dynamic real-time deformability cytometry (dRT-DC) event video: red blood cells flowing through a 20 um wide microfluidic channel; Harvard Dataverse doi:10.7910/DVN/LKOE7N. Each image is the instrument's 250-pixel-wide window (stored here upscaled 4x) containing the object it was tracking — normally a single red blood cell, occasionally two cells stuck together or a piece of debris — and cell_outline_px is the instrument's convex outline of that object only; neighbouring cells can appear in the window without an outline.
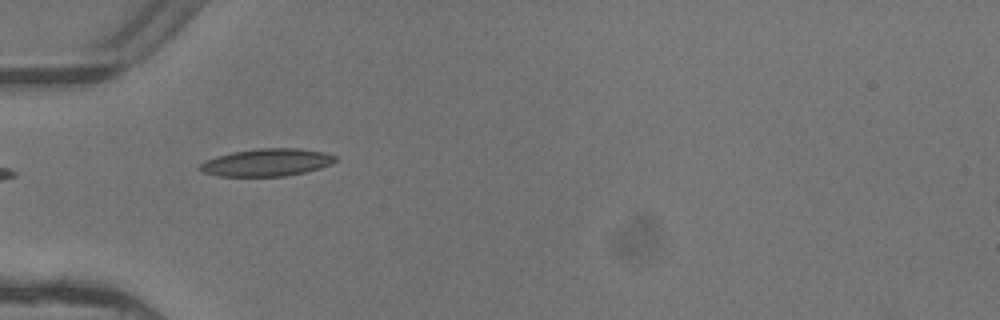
{"species": "common noctule bat (a hibernating species)", "species_latin": "Nyctalus noctula", "temperature_condition": "warm", "stored_images_in_passage": 6, "camera_frame_rate_fps": 3000, "um_per_image_px": 0.085, "animal": {"sex": "female"}, "frame": {"image": 1, "passage_image": 4, "time_ms": 1.0, "image_size_px": [1000, 320], "cell_outline_px": [[336, 160], [332, 164], [320, 168], [304, 172], [284, 176], [220, 176], [200, 172], [196, 168], [200, 164], [216, 156], [232, 152], [260, 148], [300, 148], [324, 152], [336, 156]], "centroid_in_image_um": [22.66, 13.8], "position_along_channel_um": 62.3, "area_um2": 21.73}}
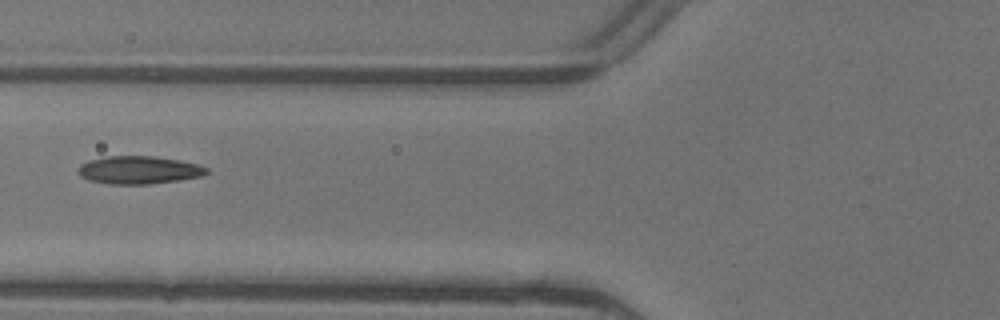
{"frame": {"image": 2, "passage_image": 5, "time_ms": 1.333, "image_size_px": [1000, 320], "cell_outline_px": [[208, 172], [200, 176], [180, 180], [148, 184], [112, 184], [88, 180], [80, 176], [76, 172], [80, 164], [88, 160], [108, 156], [156, 156], [180, 160], [196, 164], [208, 168]], "centroid_in_image_um": [11.76, 14.44], "position_along_channel_um": 114.0, "area_um2": 20.92}}
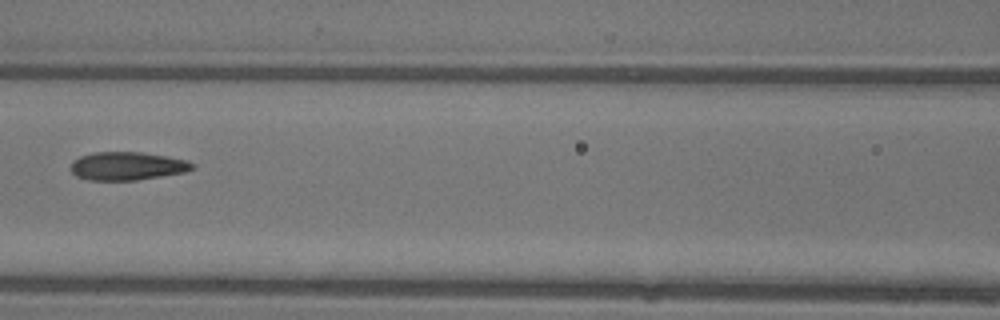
{"frame": {"image": 3, "passage_image": 6, "time_ms": 1.667, "image_size_px": [1000, 320], "cell_outline_px": [[196, 168], [184, 172], [136, 180], [88, 180], [76, 176], [72, 172], [72, 160], [80, 156], [92, 152], [140, 152], [168, 156], [188, 160]], "centroid_in_image_um": [10.81, 14.1], "position_along_channel_um": 155.8, "area_um2": 20.0}}